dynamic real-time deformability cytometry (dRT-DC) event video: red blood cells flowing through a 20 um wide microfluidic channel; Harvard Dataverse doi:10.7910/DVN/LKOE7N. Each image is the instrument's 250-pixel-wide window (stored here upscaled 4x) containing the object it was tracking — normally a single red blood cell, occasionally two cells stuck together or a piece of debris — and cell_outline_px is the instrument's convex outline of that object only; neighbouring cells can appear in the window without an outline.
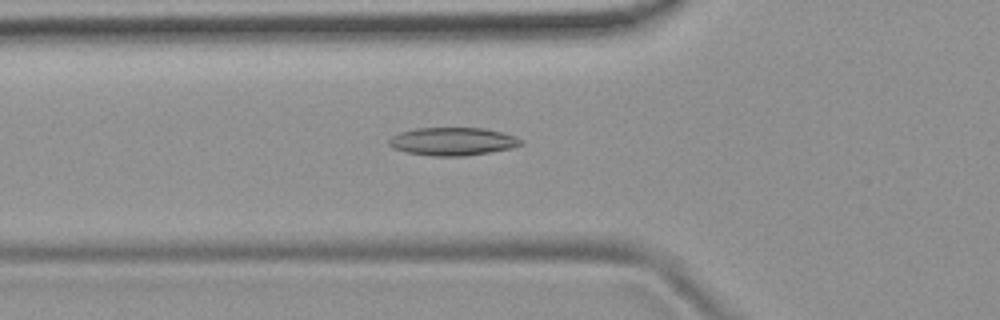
{"species": "common noctule bat (a hibernating species)", "species_latin": "Nyctalus noctula", "temperature_condition": "room temperature", "stored_images_in_passage": 51, "camera_frame_rate_fps": 3000, "um_per_image_px": 0.085, "animal": {"sex": "female", "body_mass_g": 19.9}, "frame": {"image": 1, "passage_image": 19, "time_ms": 6.0, "image_size_px": [1000, 320], "cell_outline_px": [[524, 144], [512, 148], [464, 156], [432, 156], [408, 152], [392, 148], [388, 144], [388, 140], [392, 136], [400, 132], [416, 128], [484, 128], [516, 136], [524, 140]], "centroid_in_image_um": [38.49, 12.02], "position_along_channel_um": 87.3, "area_um2": 21.56}}
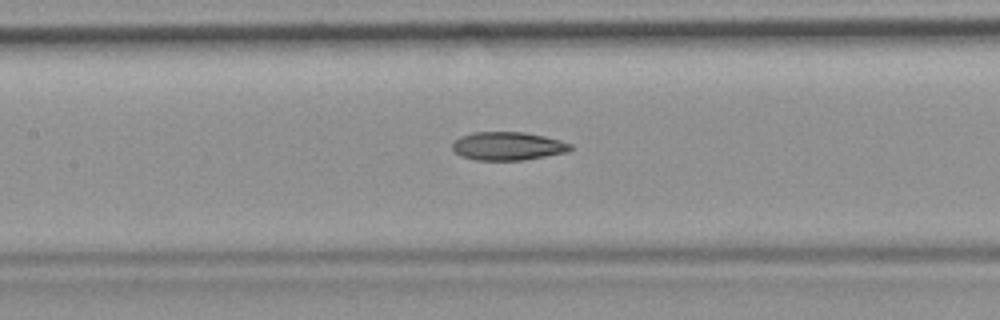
{"frame": {"image": 2, "passage_image": 25, "time_ms": 8.0, "image_size_px": [1000, 320], "cell_outline_px": [[572, 148], [568, 152], [524, 160], [476, 160], [460, 156], [452, 148], [452, 144], [460, 136], [472, 132], [524, 132], [544, 136], [560, 140], [572, 144]], "centroid_in_image_um": [43.17, 12.42], "position_along_channel_um": 164.2, "area_um2": 19.54}}
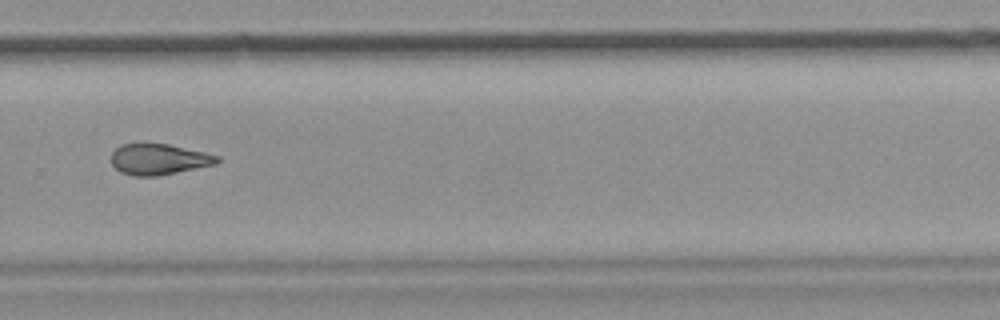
{"frame": {"image": 3, "passage_image": 37, "time_ms": 12.0, "image_size_px": [1000, 320], "cell_outline_px": [[220, 160], [216, 164], [156, 176], [132, 176], [120, 172], [112, 164], [112, 152], [120, 144], [168, 144], [204, 152], [220, 156]], "centroid_in_image_um": [13.49, 13.54], "position_along_channel_um": 316.3, "area_um2": 18.9}}